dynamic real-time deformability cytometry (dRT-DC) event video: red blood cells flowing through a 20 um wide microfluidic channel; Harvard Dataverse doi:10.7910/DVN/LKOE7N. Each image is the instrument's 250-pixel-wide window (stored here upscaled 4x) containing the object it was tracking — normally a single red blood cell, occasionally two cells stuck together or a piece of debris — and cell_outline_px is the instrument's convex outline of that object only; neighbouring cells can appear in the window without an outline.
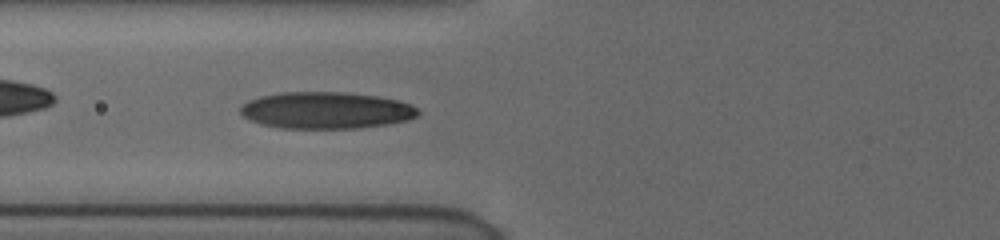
{"species": "human", "species_latin": "Homo sapiens", "temperature_condition": "cold", "stored_images_in_passage": 56, "camera_frame_rate_fps": 3000, "um_per_image_px": 0.085, "donor": {"sex": "female"}, "frame": {"image": 1, "passage_image": 25, "time_ms": 8.0, "image_size_px": [1000, 240], "cell_outline_px": [[420, 112], [416, 116], [408, 120], [388, 124], [360, 128], [280, 128], [260, 124], [248, 120], [240, 112], [240, 108], [248, 100], [260, 96], [284, 92], [340, 92], [376, 96], [400, 100], [416, 108]], "centroid_in_image_um": [27.7, 9.38], "position_along_channel_um": 98.1, "area_um2": 38.03}}
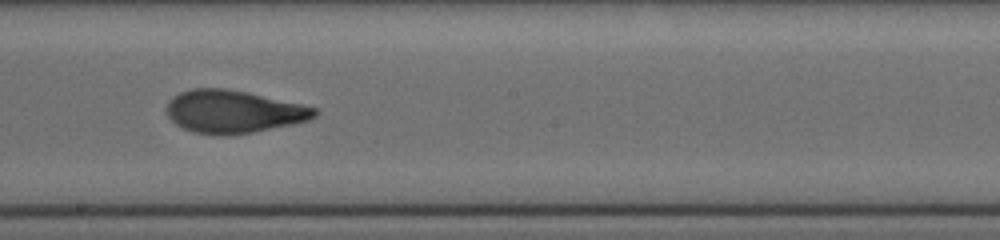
{"frame": {"image": 2, "passage_image": 35, "time_ms": 11.333, "image_size_px": [1000, 240], "cell_outline_px": [[320, 112], [312, 120], [252, 132], [224, 136], [192, 132], [176, 124], [168, 116], [168, 100], [180, 92], [192, 88], [224, 88], [244, 92], [300, 104], [316, 108]], "centroid_in_image_um": [19.84, 9.5], "position_along_channel_um": 228.4, "area_um2": 36.59}}
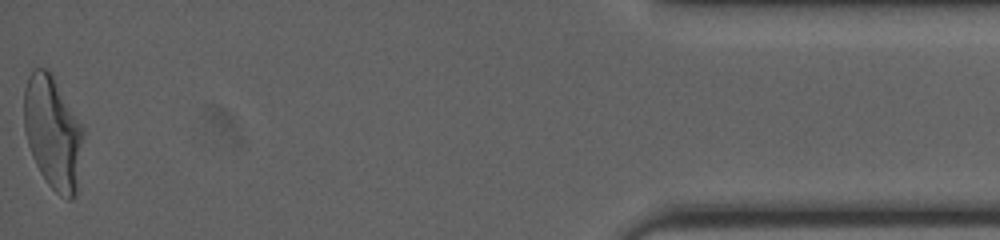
{"frame": {"image": 3, "passage_image": 56, "time_ms": 18.333, "image_size_px": [1000, 240], "cell_outline_px": [[84, 132], [80, 192], [72, 200], [68, 200], [60, 196], [48, 184], [40, 172], [32, 156], [24, 132], [24, 88], [28, 76], [32, 68], [48, 68], [52, 72], [84, 128]], "centroid_in_image_um": [4.54, 11.31], "position_along_channel_um": 430.7, "area_um2": 40.34}, "authors_computed_cell_mechanics": {"area_um2": 36.414, "velocity_mm_per_s": 3.882, "shape_relaxation_time_tau1_ms": 4.1894, "shape_relaxation_time_tau2_ms": 1.0631, "deformation_change_tau1": 0.1701, "deformation_change_tau2": 0.0696}}